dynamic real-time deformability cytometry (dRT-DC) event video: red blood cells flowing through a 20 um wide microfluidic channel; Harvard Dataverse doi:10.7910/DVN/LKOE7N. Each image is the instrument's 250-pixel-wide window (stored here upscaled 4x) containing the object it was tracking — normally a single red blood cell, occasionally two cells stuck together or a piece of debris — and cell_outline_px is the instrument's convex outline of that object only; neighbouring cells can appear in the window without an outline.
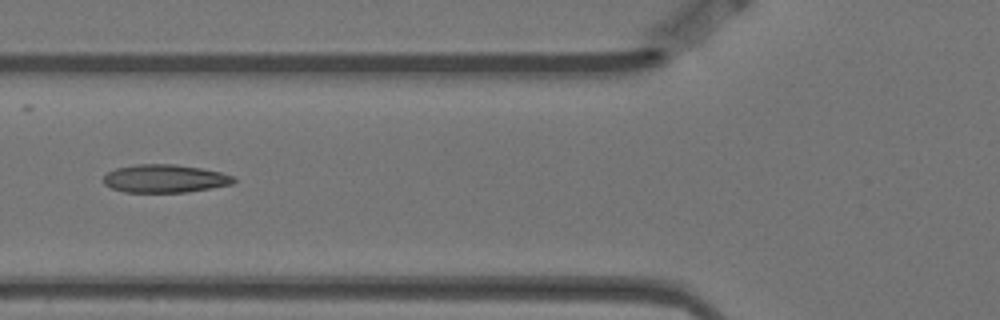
{"species": "Egyptian fruit bat (a non-hibernating species)", "species_latin": "Rousettus aegyptiacus", "temperature_condition": "warm", "stored_images_in_passage": 6, "camera_frame_rate_fps": 3000, "um_per_image_px": 0.085, "animal": {"sex": "female"}, "frame": {"image": 1, "passage_image": 6, "time_ms": 1.667, "image_size_px": [1000, 320], "cell_outline_px": [[236, 180], [232, 184], [212, 188], [188, 192], [124, 192], [112, 188], [104, 184], [104, 176], [108, 172], [116, 168], [136, 164], [176, 164], [200, 168], [220, 172], [232, 176]], "centroid_in_image_um": [14.01, 15.18], "position_along_channel_um": 111.8, "area_um2": 21.27}}